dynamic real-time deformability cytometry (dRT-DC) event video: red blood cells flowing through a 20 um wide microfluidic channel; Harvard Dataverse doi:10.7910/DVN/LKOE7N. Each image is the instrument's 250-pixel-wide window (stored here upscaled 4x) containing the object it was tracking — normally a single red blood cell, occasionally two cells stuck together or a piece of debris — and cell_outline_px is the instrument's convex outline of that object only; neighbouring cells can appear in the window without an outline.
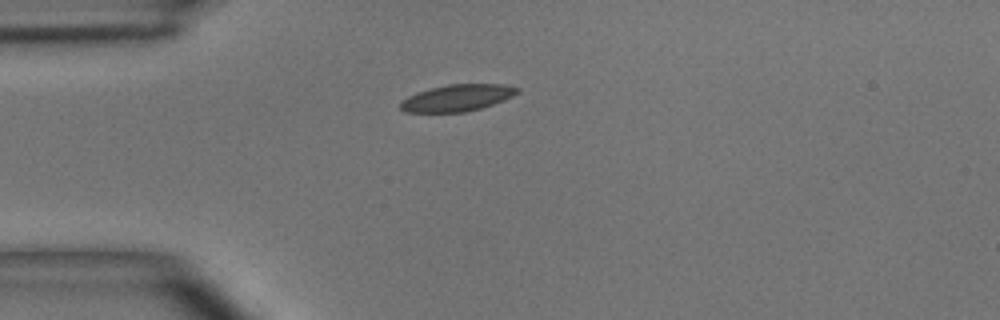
{"species": "common noctule bat (a hibernating species)", "species_latin": "Nyctalus noctula", "temperature_condition": "room temperature", "stored_images_in_passage": 1, "camera_frame_rate_fps": 3000, "um_per_image_px": 0.085, "animal": {"sex": "male", "body_mass_g": 15.6}, "frame": {"image": 1, "passage_image": 1, "time_ms": 0.0, "image_size_px": [1000, 320], "cell_outline_px": [[520, 92], [504, 100], [480, 108], [464, 112], [404, 112], [400, 108], [400, 100], [416, 92], [448, 84], [504, 84], [520, 88]], "centroid_in_image_um": [38.85, 8.31], "position_along_channel_um": 46.1, "area_um2": 18.21}}